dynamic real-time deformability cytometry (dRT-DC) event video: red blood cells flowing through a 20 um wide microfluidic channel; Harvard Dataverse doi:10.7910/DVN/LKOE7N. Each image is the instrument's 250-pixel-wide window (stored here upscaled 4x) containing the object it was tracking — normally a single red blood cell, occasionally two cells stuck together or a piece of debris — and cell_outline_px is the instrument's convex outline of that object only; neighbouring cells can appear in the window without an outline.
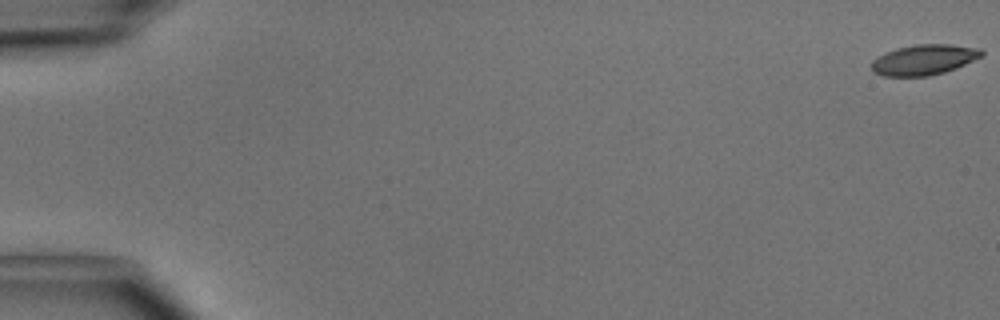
{"species": "common noctule bat (a hibernating species)", "species_latin": "Nyctalus noctula", "temperature_condition": "cold", "stored_images_in_passage": 16, "camera_frame_rate_fps": 3000, "um_per_image_px": 0.085, "animal": {"sex": "male", "body_mass_g": 15.6}, "frame": {"image": 1, "passage_image": 1, "time_ms": 0.0, "image_size_px": [1000, 320], "cell_outline_px": [[984, 56], [956, 68], [944, 72], [928, 76], [884, 76], [872, 72], [872, 60], [884, 52], [896, 48], [916, 44], [948, 44], [980, 48], [984, 52]], "centroid_in_image_um": [78.54, 5.07], "position_along_channel_um": 6.5, "area_um2": 19.65}}
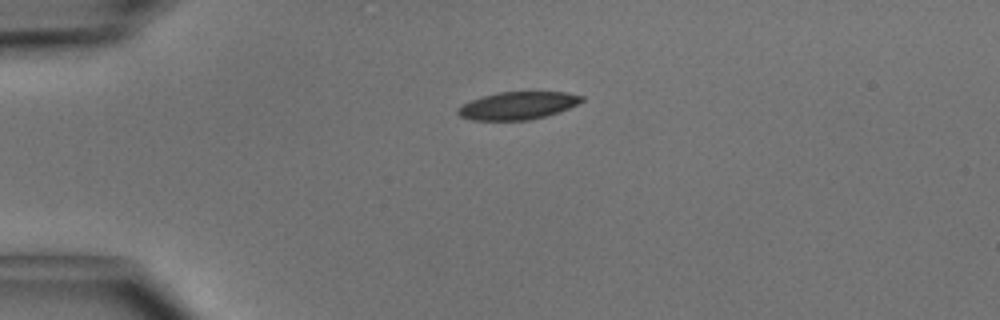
{"frame": {"image": 2, "passage_image": 13, "time_ms": 4.0, "image_size_px": [1000, 320], "cell_outline_px": [[584, 100], [560, 112], [528, 120], [472, 120], [460, 116], [456, 112], [456, 108], [460, 104], [480, 96], [496, 92], [568, 92], [584, 96]], "centroid_in_image_um": [43.96, 8.97], "position_along_channel_um": 41.0, "area_um2": 20.17}}